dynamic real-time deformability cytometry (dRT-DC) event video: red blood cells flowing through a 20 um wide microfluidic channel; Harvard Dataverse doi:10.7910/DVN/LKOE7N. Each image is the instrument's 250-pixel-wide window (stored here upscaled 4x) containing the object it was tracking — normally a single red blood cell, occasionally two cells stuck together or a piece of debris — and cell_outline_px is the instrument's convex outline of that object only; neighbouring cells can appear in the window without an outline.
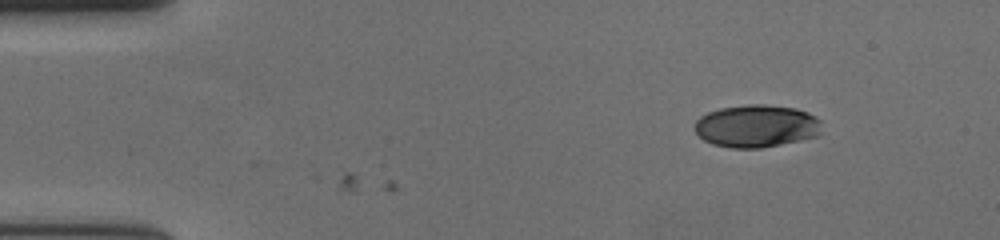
{"species": "human", "species_latin": "Homo sapiens", "temperature_condition": "cold", "stored_images_in_passage": 51, "camera_frame_rate_fps": 3000, "um_per_image_px": 0.085, "donor": {"sex": "female"}, "frame": {"image": 1, "passage_image": 1, "time_ms": 0.0, "image_size_px": [1000, 240], "cell_outline_px": [[820, 132], [816, 136], [760, 148], [732, 148], [712, 144], [704, 140], [696, 132], [696, 120], [700, 116], [708, 112], [720, 108], [748, 104], [764, 104], [796, 108], [820, 120]], "centroid_in_image_um": [64.26, 10.71], "position_along_channel_um": 20.7, "area_um2": 31.15}}
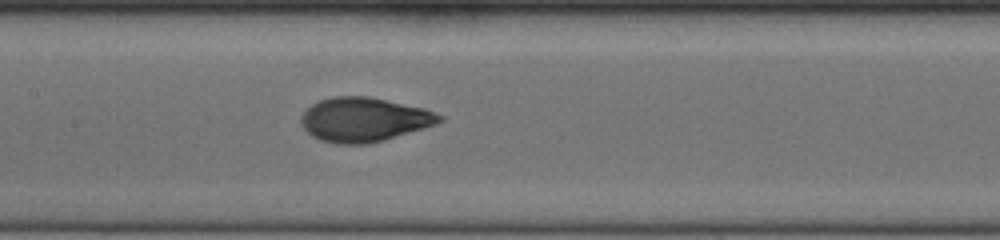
{"frame": {"image": 2, "passage_image": 22, "time_ms": 7.0, "image_size_px": [1000, 240], "cell_outline_px": [[444, 120], [436, 124], [424, 128], [384, 140], [368, 144], [336, 144], [320, 140], [312, 136], [300, 124], [300, 116], [312, 104], [320, 100], [332, 96], [368, 96], [424, 108], [444, 116]], "centroid_in_image_um": [30.93, 10.17], "position_along_channel_um": 176.5, "area_um2": 35.72}}
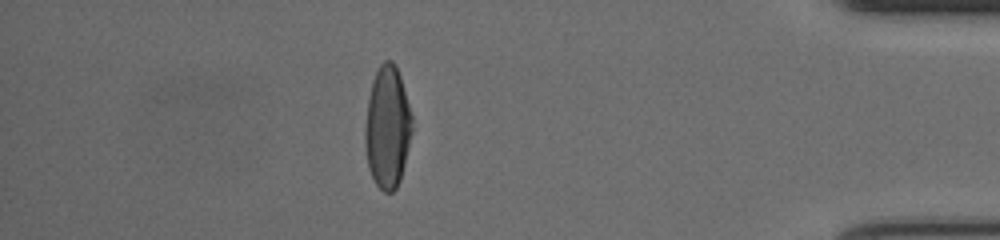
{"frame": {"image": 3, "passage_image": 44, "time_ms": 14.333, "image_size_px": [1000, 240], "cell_outline_px": [[412, 132], [400, 180], [396, 188], [392, 192], [384, 192], [376, 184], [368, 168], [364, 144], [364, 128], [368, 96], [372, 80], [380, 64], [384, 60], [392, 60], [396, 64], [400, 76], [412, 116]], "centroid_in_image_um": [32.91, 10.8], "position_along_channel_um": 402.3, "area_um2": 33.64}, "authors_computed_cell_mechanics": {"area_um2": 34.5644, "velocity_mm_per_s": 3.6557, "shape_relaxation_time_tau1_ms": 5.0085, "shape_relaxation_time_tau2_ms": 0.7878, "deformation_change_tau1": 0.2221, "deformation_change_tau2": 0.0533}}